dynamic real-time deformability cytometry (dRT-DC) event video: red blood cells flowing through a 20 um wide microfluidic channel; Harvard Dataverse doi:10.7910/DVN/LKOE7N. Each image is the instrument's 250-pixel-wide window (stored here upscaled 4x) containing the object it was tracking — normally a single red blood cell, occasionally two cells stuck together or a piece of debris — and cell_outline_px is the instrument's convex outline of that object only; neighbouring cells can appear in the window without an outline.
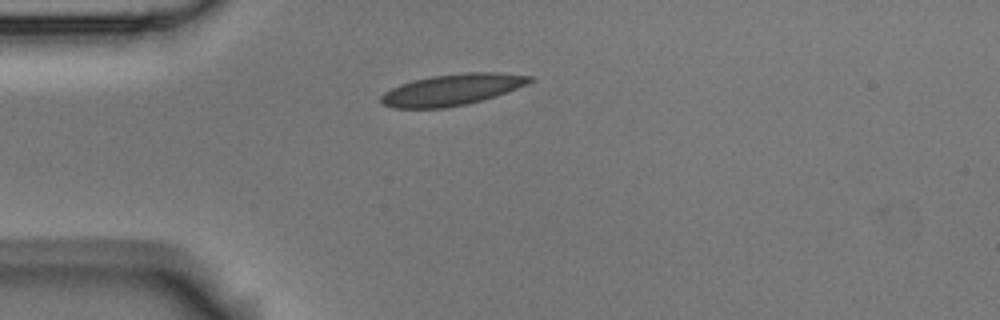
{"species": "Egyptian fruit bat (a non-hibernating species)", "species_latin": "Rousettus aegyptiacus", "temperature_condition": "room temperature", "stored_images_in_passage": 2, "camera_frame_rate_fps": 3000, "um_per_image_px": 0.085, "animal": {"sex": "male"}, "frame": {"image": 1, "passage_image": 2, "time_ms": 0.333, "image_size_px": [1000, 320], "cell_outline_px": [[536, 80], [496, 96], [484, 100], [444, 108], [396, 108], [380, 104], [380, 96], [384, 92], [400, 84], [412, 80], [432, 76], [464, 72], [500, 72], [532, 76]], "centroid_in_image_um": [38.42, 7.61], "position_along_channel_um": 46.6, "area_um2": 27.22}}